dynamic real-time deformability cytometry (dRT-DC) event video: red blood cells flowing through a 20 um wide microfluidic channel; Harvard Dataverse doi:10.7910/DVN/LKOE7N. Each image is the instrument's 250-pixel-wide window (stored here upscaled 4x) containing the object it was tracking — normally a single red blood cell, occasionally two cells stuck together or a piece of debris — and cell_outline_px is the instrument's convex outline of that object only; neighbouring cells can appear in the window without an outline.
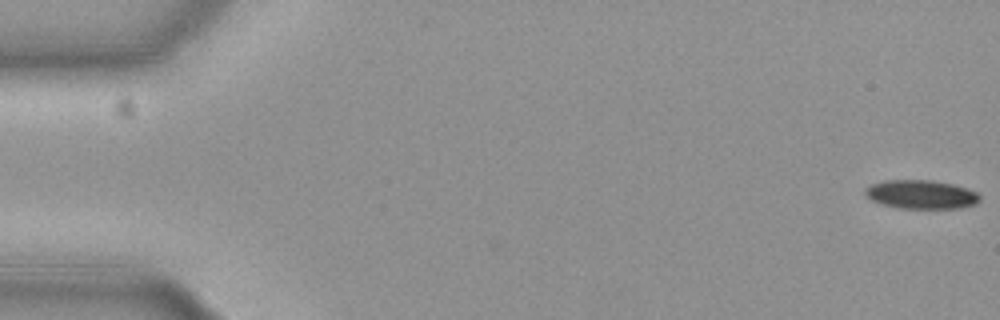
{"species": "common noctule bat (a hibernating species)", "species_latin": "Nyctalus noctula", "temperature_condition": "cold", "stored_images_in_passage": 54, "camera_frame_rate_fps": 3000, "um_per_image_px": 0.085, "animal": {"sex": "female", "body_mass_g": 19.3, "forearm_length_mm": 54.1}, "frame": {"image": 1, "passage_image": 1, "time_ms": 0.0, "image_size_px": [1000, 320], "cell_outline_px": [[980, 200], [976, 204], [960, 208], [896, 208], [880, 204], [872, 200], [864, 192], [864, 188], [872, 184], [884, 180], [932, 180], [952, 184], [968, 188], [976, 192], [980, 196]], "centroid_in_image_um": [78.29, 16.53], "position_along_channel_um": 6.7, "area_um2": 19.31}}
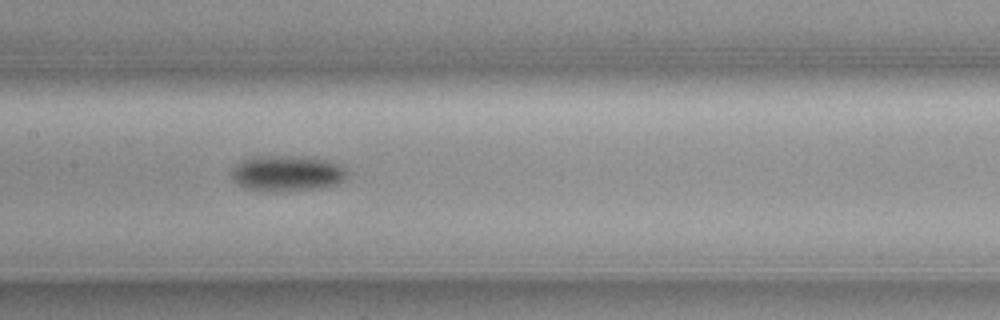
{"frame": {"image": 2, "passage_image": 28, "time_ms": 9.0, "image_size_px": [1000, 320], "cell_outline_px": [[348, 172], [344, 180], [336, 184], [320, 188], [260, 192], [244, 188], [236, 184], [232, 180], [232, 168], [236, 164], [244, 160], [256, 156], [280, 156], [328, 160], [344, 168]], "centroid_in_image_um": [24.34, 14.76], "position_along_channel_um": 183.1, "area_um2": 23.87}}
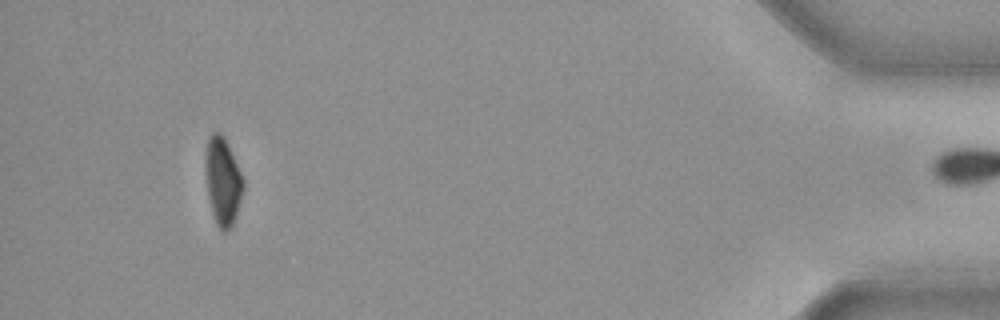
{"frame": {"image": 3, "passage_image": 53, "time_ms": 17.333, "image_size_px": [1000, 320], "cell_outline_px": [[244, 188], [236, 216], [228, 232], [224, 232], [216, 224], [212, 212], [208, 196], [204, 172], [204, 156], [208, 136], [212, 132], [220, 132], [224, 136], [244, 180]], "centroid_in_image_um": [18.91, 15.37], "position_along_channel_um": 416.3, "area_um2": 19.59}, "authors_computed_cell_mechanics": {"area_um2": 21.0103, "velocity_mm_per_s": 3.7015, "shape_relaxation_time_tau1_ms": 3.0836, "shape_relaxation_time_tau2_ms": null, "deformation_change_tau1": 0.1022, "deformation_change_tau2": null}}